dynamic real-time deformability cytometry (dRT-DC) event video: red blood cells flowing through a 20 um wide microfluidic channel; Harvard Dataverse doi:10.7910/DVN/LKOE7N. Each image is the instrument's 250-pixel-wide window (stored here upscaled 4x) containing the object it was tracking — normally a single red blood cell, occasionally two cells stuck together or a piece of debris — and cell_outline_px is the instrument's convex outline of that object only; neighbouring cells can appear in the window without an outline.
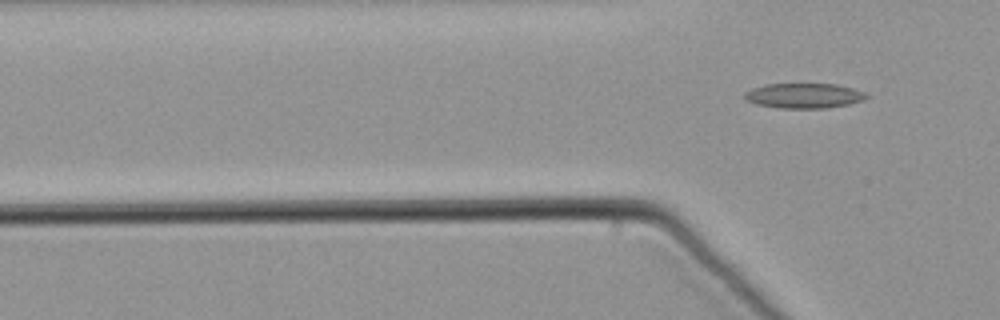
{"species": "common noctule bat (a hibernating species)", "species_latin": "Nyctalus noctula", "temperature_condition": "warm", "stored_images_in_passage": 2, "camera_frame_rate_fps": 3000, "um_per_image_px": 0.085, "animal": {"sex": "male", "body_mass_g": 21.5, "forearm_length_mm": 52.0}, "frame": {"image": 1, "passage_image": 2, "time_ms": 0.333, "image_size_px": [1000, 320], "cell_outline_px": [[868, 96], [864, 100], [848, 104], [824, 108], [780, 108], [756, 104], [744, 100], [744, 92], [752, 88], [764, 84], [836, 84], [852, 88], [864, 92]], "centroid_in_image_um": [68.29, 8.13], "position_along_channel_um": 57.5, "area_um2": 17.74}}